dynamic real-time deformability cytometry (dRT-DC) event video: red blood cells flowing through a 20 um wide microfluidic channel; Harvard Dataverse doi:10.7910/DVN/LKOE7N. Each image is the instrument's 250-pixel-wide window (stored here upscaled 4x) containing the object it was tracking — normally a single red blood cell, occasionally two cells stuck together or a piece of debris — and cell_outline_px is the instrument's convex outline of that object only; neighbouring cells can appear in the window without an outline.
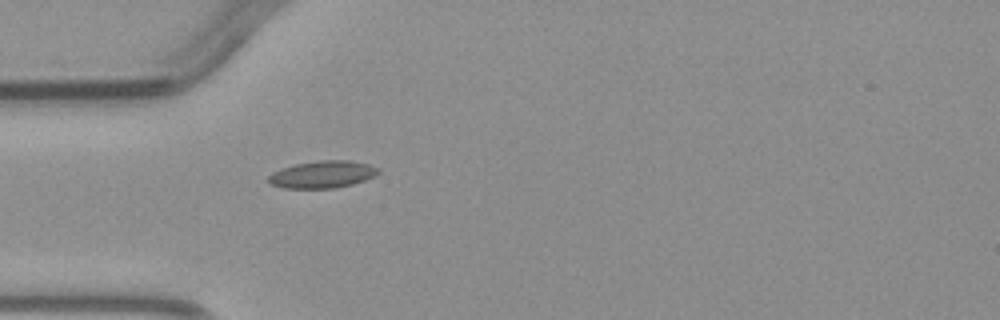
{"species": "common noctule bat (a hibernating species)", "species_latin": "Nyctalus noctula", "temperature_condition": "warm", "stored_images_in_passage": 2, "camera_frame_rate_fps": 3000, "um_per_image_px": 0.085, "animal": {"sex": "male", "body_mass_g": 23.1, "forearm_length_mm": 52.7}, "frame": {"image": 1, "passage_image": 2, "time_ms": 2.0, "image_size_px": [1000, 320], "cell_outline_px": [[380, 172], [376, 176], [352, 184], [336, 188], [284, 188], [272, 184], [268, 180], [268, 176], [272, 172], [296, 164], [316, 160], [348, 160], [368, 164], [380, 168]], "centroid_in_image_um": [27.45, 14.82], "position_along_channel_um": 57.6, "area_um2": 17.4}}